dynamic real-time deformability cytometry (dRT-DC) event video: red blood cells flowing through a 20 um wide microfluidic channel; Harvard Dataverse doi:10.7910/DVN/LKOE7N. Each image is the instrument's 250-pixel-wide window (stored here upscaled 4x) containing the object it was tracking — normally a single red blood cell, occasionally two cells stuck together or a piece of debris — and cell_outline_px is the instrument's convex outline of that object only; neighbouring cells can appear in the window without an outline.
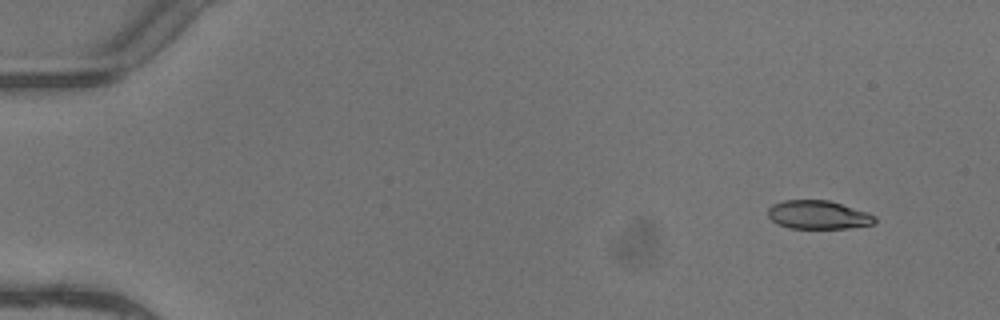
{"species": "common noctule bat (a hibernating species)", "species_latin": "Nyctalus noctula", "temperature_condition": "warm", "stored_images_in_passage": 6, "camera_frame_rate_fps": 3000, "um_per_image_px": 0.085, "animal": {"sex": "female"}, "frame": {"image": 1, "passage_image": 2, "time_ms": 0.333, "image_size_px": [1000, 320], "cell_outline_px": [[876, 224], [848, 228], [788, 228], [776, 224], [768, 216], [768, 208], [772, 204], [784, 200], [828, 200], [868, 212], [876, 216]], "centroid_in_image_um": [69.55, 18.26], "position_along_channel_um": 15.5, "area_um2": 17.92}}
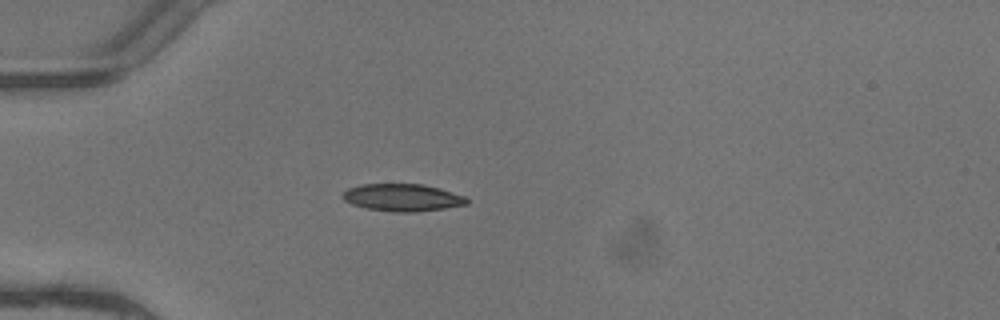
{"frame": {"image": 2, "passage_image": 5, "time_ms": 1.333, "image_size_px": [1000, 320], "cell_outline_px": [[468, 204], [444, 208], [416, 212], [392, 212], [368, 208], [352, 204], [344, 200], [340, 196], [348, 188], [360, 184], [424, 184], [440, 188], [464, 196], [468, 200]], "centroid_in_image_um": [34.19, 16.78], "position_along_channel_um": 50.8, "area_um2": 19.77}}